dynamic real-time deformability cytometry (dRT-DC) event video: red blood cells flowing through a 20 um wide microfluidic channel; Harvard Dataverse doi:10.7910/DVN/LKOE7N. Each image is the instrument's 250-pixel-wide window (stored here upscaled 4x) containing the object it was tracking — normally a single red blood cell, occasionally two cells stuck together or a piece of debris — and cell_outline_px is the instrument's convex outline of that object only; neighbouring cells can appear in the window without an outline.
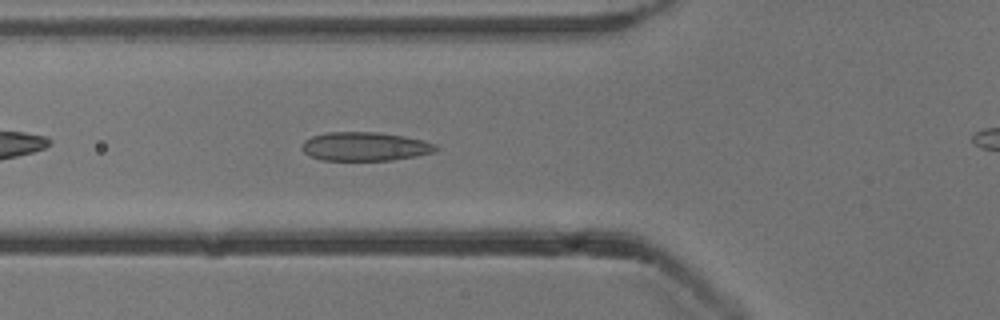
{"species": "common noctule bat (a hibernating species)", "species_latin": "Nyctalus noctula", "temperature_condition": "cold", "stored_images_in_passage": 39, "camera_frame_rate_fps": 3000, "um_per_image_px": 0.085, "animal": {"sex": "male", "body_mass_g": 13.3}, "frame": {"image": 1, "passage_image": 13, "time_ms": 4.0, "image_size_px": [1000, 320], "cell_outline_px": [[440, 148], [436, 152], [416, 156], [392, 160], [320, 160], [308, 156], [300, 148], [304, 140], [312, 136], [328, 132], [380, 132], [404, 136], [424, 140], [436, 144]], "centroid_in_image_um": [31.03, 12.45], "position_along_channel_um": 94.8, "area_um2": 22.77}}
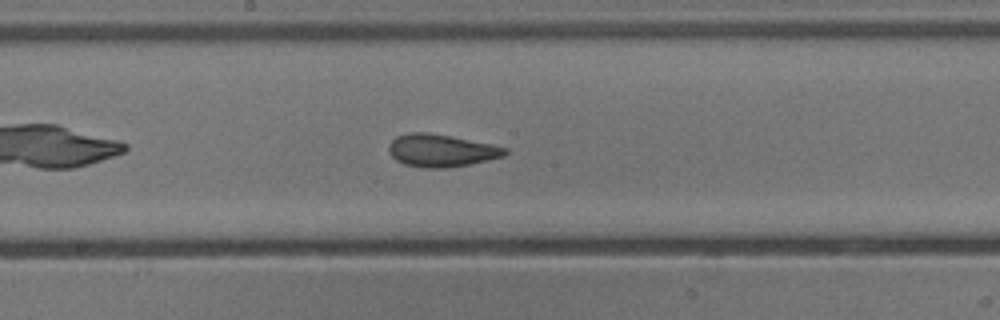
{"frame": {"image": 2, "passage_image": 22, "time_ms": 7.0, "image_size_px": [1000, 320], "cell_outline_px": [[508, 152], [504, 156], [468, 164], [448, 168], [424, 168], [404, 164], [396, 160], [388, 152], [388, 144], [396, 136], [408, 132], [428, 132], [508, 148]], "centroid_in_image_um": [37.44, 12.8], "position_along_channel_um": 210.8, "area_um2": 21.85}}
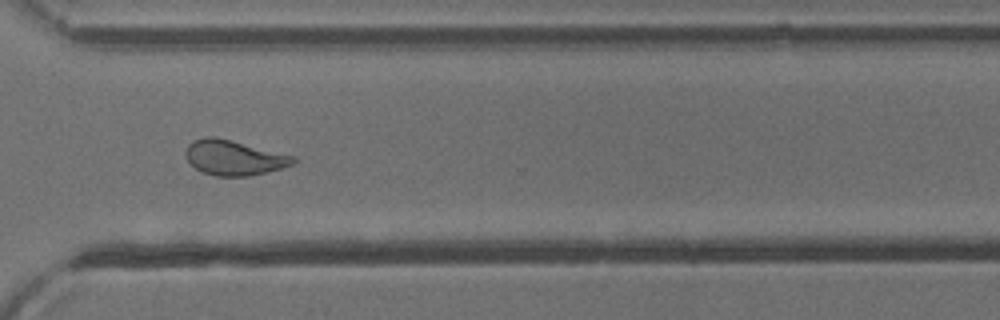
{"frame": {"image": 3, "passage_image": 33, "time_ms": 10.667, "image_size_px": [1000, 320], "cell_outline_px": [[296, 164], [248, 176], [216, 176], [204, 172], [196, 168], [188, 160], [184, 152], [188, 144], [192, 140], [204, 136], [212, 136], [296, 156]], "centroid_in_image_um": [19.88, 13.39], "position_along_channel_um": 350.7, "area_um2": 21.73}, "authors_computed_cell_mechanics": {"area_um2": 21.7906, "velocity_mm_per_s": 3.8337, "shape_relaxation_time_tau1_ms": 5.6791, "shape_relaxation_time_tau2_ms": 1.3408, "deformation_change_tau1": 0.1538, "deformation_change_tau2": 0.0685}}